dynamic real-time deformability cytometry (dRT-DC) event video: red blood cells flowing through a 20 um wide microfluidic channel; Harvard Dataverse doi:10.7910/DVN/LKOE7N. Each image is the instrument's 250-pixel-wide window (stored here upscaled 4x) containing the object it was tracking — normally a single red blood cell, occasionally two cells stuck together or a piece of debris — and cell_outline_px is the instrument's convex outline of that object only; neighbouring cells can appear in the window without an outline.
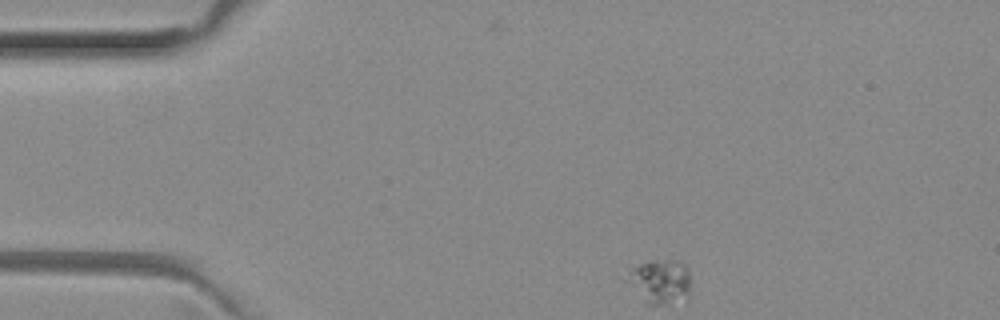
{"species": "common noctule bat (a hibernating species)", "species_latin": "Nyctalus noctula", "temperature_condition": "room temperature", "stored_images_in_passage": 45, "camera_frame_rate_fps": 3000, "um_per_image_px": 0.085, "animal": {"sex": "female", "body_mass_g": 29.2, "forearm_length_mm": 56.3}, "frame": {"image": 1, "passage_image": 1, "time_ms": 0.0, "image_size_px": [1000, 320], "cell_outline_px": [[688, 296], [660, 304], [644, 304], [624, 280], [640, 264], [652, 260], [680, 260], [688, 268]], "centroid_in_image_um": [56.06, 23.91], "position_along_channel_um": 28.9, "area_um2": 16.01}}
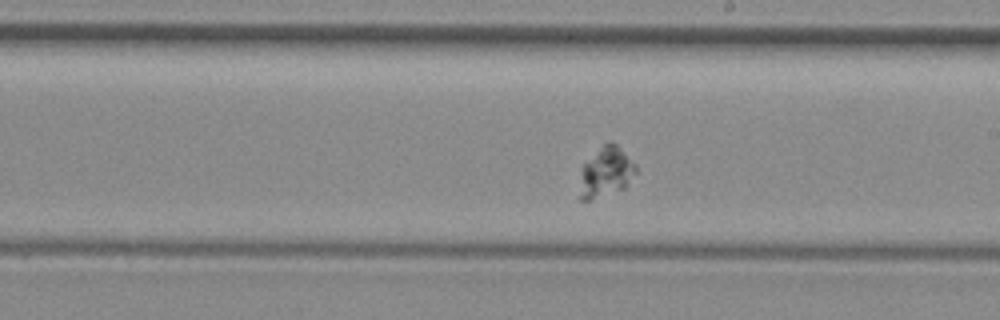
{"frame": {"image": 2, "passage_image": 22, "time_ms": 7.0, "image_size_px": [1000, 320], "cell_outline_px": [[636, 172], [624, 188], [588, 200], [580, 200], [580, 196], [584, 164], [608, 140], [616, 144], [636, 164]], "centroid_in_image_um": [51.55, 14.61], "position_along_channel_um": 237.5, "area_um2": 15.61}}
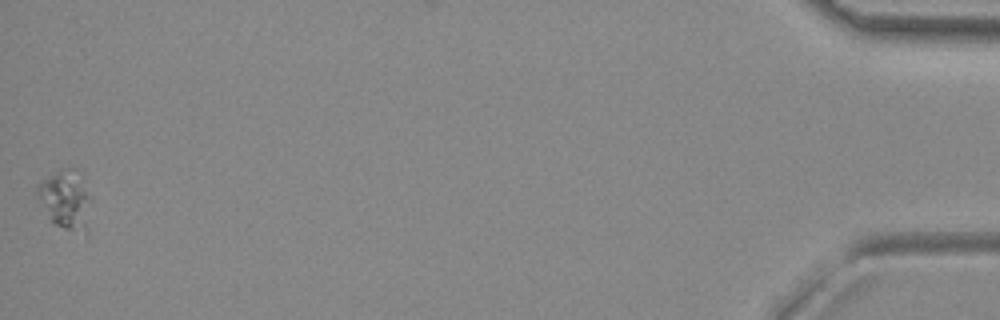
{"frame": {"image": 3, "passage_image": 45, "time_ms": 14.667, "image_size_px": [1000, 320], "cell_outline_px": [[92, 200], [88, 236], [84, 236], [64, 228], [56, 224], [52, 220], [36, 196], [36, 184], [56, 172], [68, 168], [72, 168], [92, 196]], "centroid_in_image_um": [5.64, 17.07], "position_along_channel_um": 429.6, "area_um2": 18.55}}